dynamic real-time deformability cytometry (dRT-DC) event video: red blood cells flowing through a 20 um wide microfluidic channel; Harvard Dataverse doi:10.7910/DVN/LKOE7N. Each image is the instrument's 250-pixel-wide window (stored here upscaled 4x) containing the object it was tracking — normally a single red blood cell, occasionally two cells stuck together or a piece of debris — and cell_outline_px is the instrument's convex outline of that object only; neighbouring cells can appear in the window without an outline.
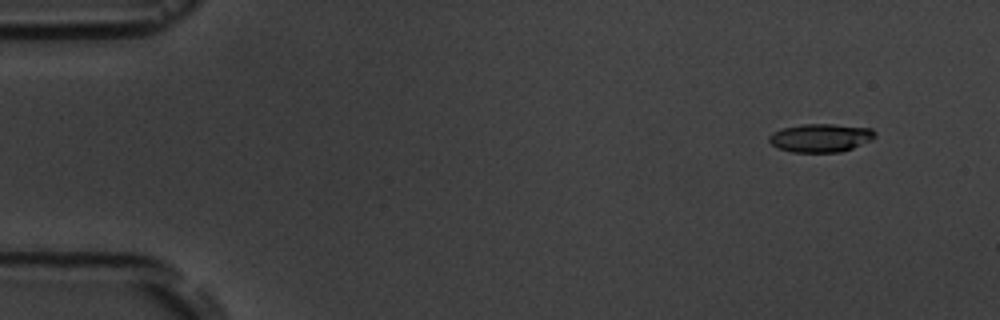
{"species": "common noctule bat (a hibernating species)", "species_latin": "Nyctalus noctula", "temperature_condition": "room temperature", "stored_images_in_passage": 10, "camera_frame_rate_fps": 3000, "um_per_image_px": 0.085, "animal": {"sex": "male", "body_mass_g": 19.5, "forearm_length_mm": 54.6}, "frame": {"image": 1, "passage_image": 1, "time_ms": 0.0, "image_size_px": [1000, 320], "cell_outline_px": [[876, 136], [872, 140], [852, 148], [840, 152], [792, 152], [776, 148], [768, 140], [768, 136], [772, 132], [780, 128], [800, 124], [832, 124], [872, 128], [876, 132]], "centroid_in_image_um": [69.73, 11.71], "position_along_channel_um": 15.3, "area_um2": 17.74}}
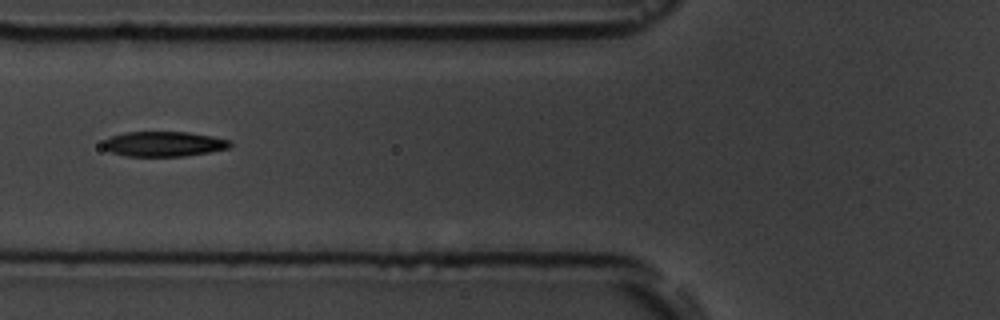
{"frame": {"image": 2, "passage_image": 6, "time_ms": 5.667, "image_size_px": [1000, 320], "cell_outline_px": [[232, 144], [228, 148], [208, 152], [184, 156], [128, 156], [112, 152], [104, 148], [104, 140], [112, 136], [124, 132], [188, 132], [212, 136], [232, 140]], "centroid_in_image_um": [13.95, 12.23], "position_along_channel_um": 111.8, "area_um2": 18.38}}
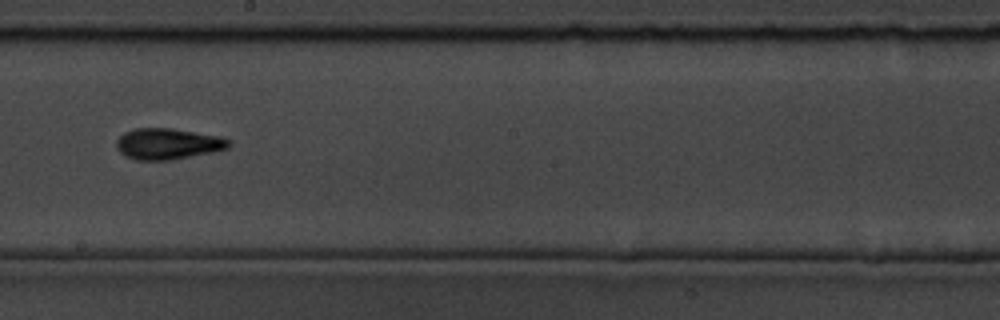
{"frame": {"image": 3, "passage_image": 9, "time_ms": 9.0, "image_size_px": [1000, 320], "cell_outline_px": [[232, 144], [228, 148], [212, 152], [172, 160], [136, 160], [124, 156], [116, 148], [116, 140], [124, 132], [136, 128], [172, 128], [220, 136], [228, 140]], "centroid_in_image_um": [14.24, 12.23], "position_along_channel_um": 234.0, "area_um2": 20.46}}